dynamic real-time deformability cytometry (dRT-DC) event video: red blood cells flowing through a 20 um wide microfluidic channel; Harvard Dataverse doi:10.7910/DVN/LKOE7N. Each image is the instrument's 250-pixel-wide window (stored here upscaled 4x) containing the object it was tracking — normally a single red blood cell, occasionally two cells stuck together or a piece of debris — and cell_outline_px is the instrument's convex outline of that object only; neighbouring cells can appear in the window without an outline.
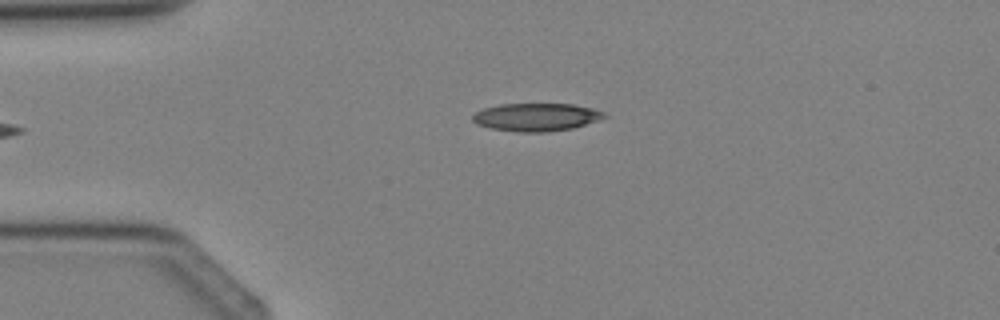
{"species": "Egyptian fruit bat (a non-hibernating species)", "species_latin": "Rousettus aegyptiacus", "temperature_condition": "cold", "stored_images_in_passage": 3, "camera_frame_rate_fps": 3000, "um_per_image_px": 0.085, "animal": {"sex": "female"}, "frame": {"image": 1, "passage_image": 3, "time_ms": 2.333, "image_size_px": [1000, 320], "cell_outline_px": [[608, 116], [600, 120], [572, 128], [548, 132], [520, 132], [488, 128], [476, 124], [472, 120], [472, 116], [476, 112], [484, 108], [500, 104], [572, 104], [592, 108], [604, 112]], "centroid_in_image_um": [45.58, 9.96], "position_along_channel_um": 39.4, "area_um2": 21.5}}